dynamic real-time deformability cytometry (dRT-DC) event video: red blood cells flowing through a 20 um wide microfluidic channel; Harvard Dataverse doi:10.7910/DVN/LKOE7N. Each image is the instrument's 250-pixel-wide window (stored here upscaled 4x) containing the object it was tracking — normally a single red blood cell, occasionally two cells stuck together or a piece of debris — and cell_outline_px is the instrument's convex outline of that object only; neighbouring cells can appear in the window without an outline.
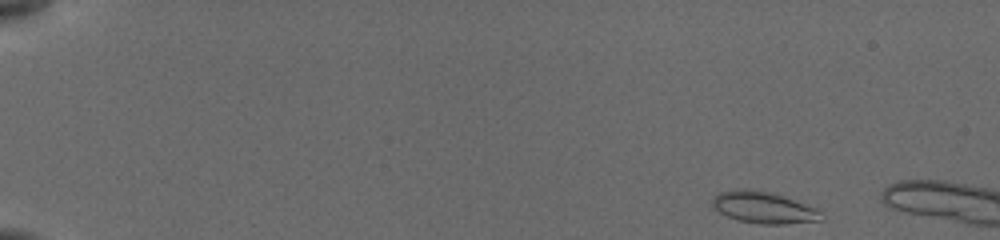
{"species": "common noctule bat (a hibernating species)", "species_latin": "Nyctalus noctula", "temperature_condition": "cold", "stored_images_in_passage": 46, "camera_frame_rate_fps": 3000, "um_per_image_px": 0.085, "animal": {"sex": "female", "body_mass_g": 19.5, "forearm_length_mm": 54.1}, "frame": {"image": 1, "passage_image": 3, "time_ms": 0.333, "image_size_px": [1000, 240], "cell_outline_px": [[824, 220], [784, 224], [760, 224], [740, 220], [728, 216], [712, 208], [712, 200], [720, 192], [736, 188], [744, 188], [768, 192], [816, 208], [824, 216]], "centroid_in_image_um": [64.89, 17.65], "position_along_channel_um": 20.1, "area_um2": 19.77}}
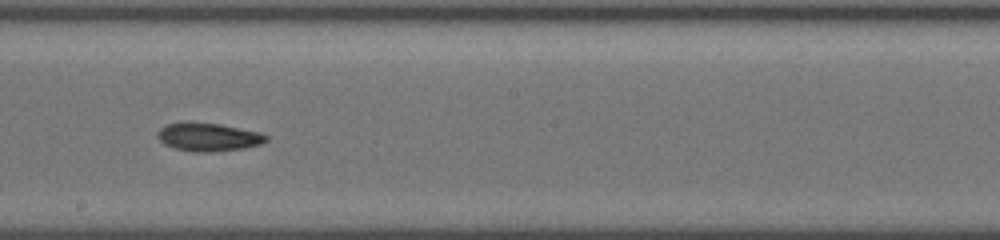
{"frame": {"image": 2, "passage_image": 27, "time_ms": 9.333, "image_size_px": [1000, 240], "cell_outline_px": [[268, 140], [260, 144], [244, 148], [212, 152], [192, 152], [172, 148], [164, 144], [156, 136], [160, 128], [168, 124], [188, 120], [220, 124], [260, 132], [268, 136]], "centroid_in_image_um": [17.68, 11.63], "position_along_channel_um": 230.5, "area_um2": 18.26}}
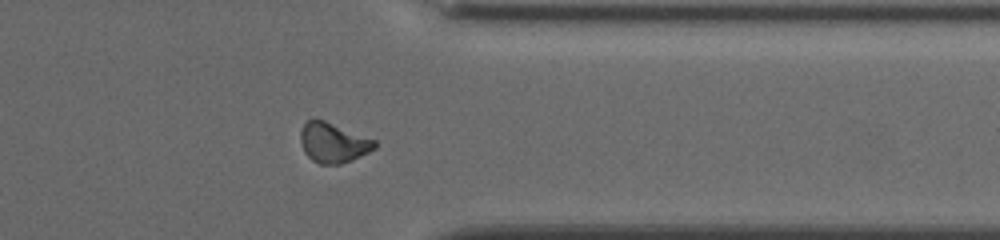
{"frame": {"image": 3, "passage_image": 41, "time_ms": 13.333, "image_size_px": [1000, 240], "cell_outline_px": [[376, 148], [352, 160], [340, 164], [320, 164], [312, 160], [304, 152], [300, 140], [300, 132], [304, 124], [308, 120], [324, 120], [376, 140]], "centroid_in_image_um": [28.32, 12.14], "position_along_channel_um": 383.1, "area_um2": 17.11}}